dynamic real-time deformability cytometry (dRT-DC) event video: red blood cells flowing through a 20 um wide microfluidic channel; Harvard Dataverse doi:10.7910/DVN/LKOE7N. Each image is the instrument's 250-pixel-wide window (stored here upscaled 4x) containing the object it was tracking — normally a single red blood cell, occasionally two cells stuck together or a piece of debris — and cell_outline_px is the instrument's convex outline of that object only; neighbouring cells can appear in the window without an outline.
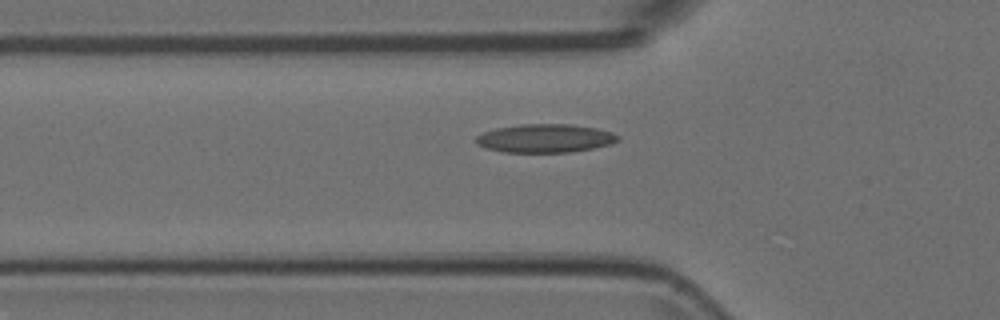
{"species": "Egyptian fruit bat (a non-hibernating species)", "species_latin": "Rousettus aegyptiacus", "temperature_condition": "room temperature", "stored_images_in_passage": 49, "camera_frame_rate_fps": 3000, "um_per_image_px": 0.085, "animal": {"sex": "female"}, "frame": {"image": 1, "passage_image": 18, "time_ms": 5.667, "image_size_px": [1000, 320], "cell_outline_px": [[620, 140], [612, 144], [572, 152], [500, 152], [476, 144], [472, 140], [476, 136], [484, 132], [496, 128], [520, 124], [568, 124], [596, 128], [612, 132], [620, 136]], "centroid_in_image_um": [46.32, 11.76], "position_along_channel_um": 79.5, "area_um2": 23.7}}
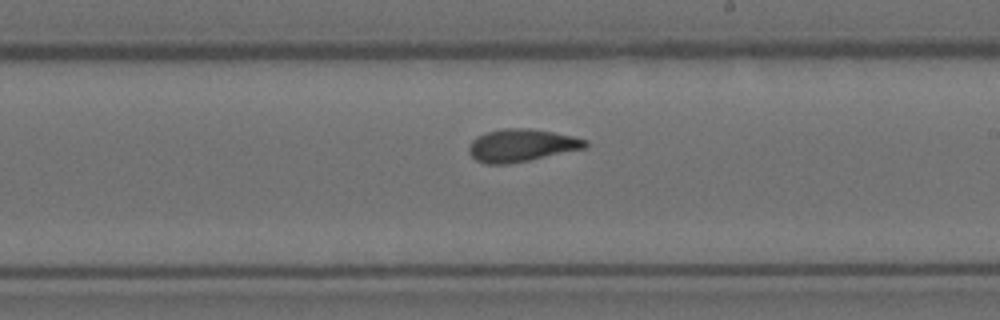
{"frame": {"image": 2, "passage_image": 31, "time_ms": 10.0, "image_size_px": [1000, 320], "cell_outline_px": [[588, 148], [508, 164], [488, 164], [476, 160], [468, 152], [468, 148], [472, 140], [476, 136], [488, 132], [504, 128], [532, 128], [572, 136], [588, 140]], "centroid_in_image_um": [44.34, 12.35], "position_along_channel_um": 244.7, "area_um2": 22.14}}
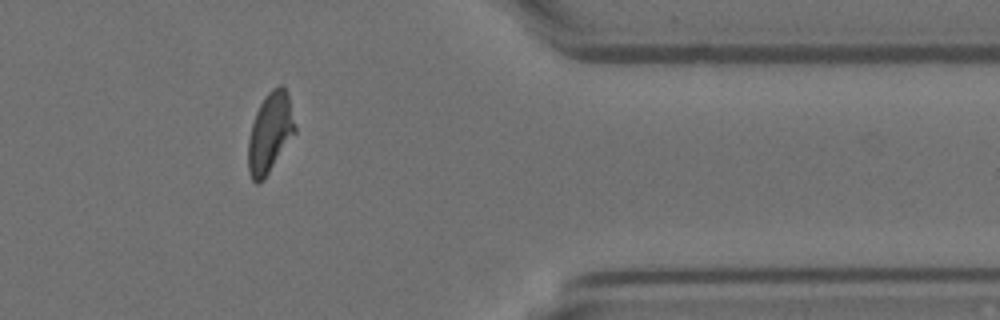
{"frame": {"image": 3, "passage_image": 44, "time_ms": 14.333, "image_size_px": [1000, 320], "cell_outline_px": [[296, 132], [268, 172], [256, 184], [252, 180], [248, 168], [248, 140], [252, 124], [256, 112], [264, 96], [272, 88], [280, 84], [288, 92], [296, 128]], "centroid_in_image_um": [22.96, 11.22], "position_along_channel_um": 388.4, "area_um2": 21.5}}